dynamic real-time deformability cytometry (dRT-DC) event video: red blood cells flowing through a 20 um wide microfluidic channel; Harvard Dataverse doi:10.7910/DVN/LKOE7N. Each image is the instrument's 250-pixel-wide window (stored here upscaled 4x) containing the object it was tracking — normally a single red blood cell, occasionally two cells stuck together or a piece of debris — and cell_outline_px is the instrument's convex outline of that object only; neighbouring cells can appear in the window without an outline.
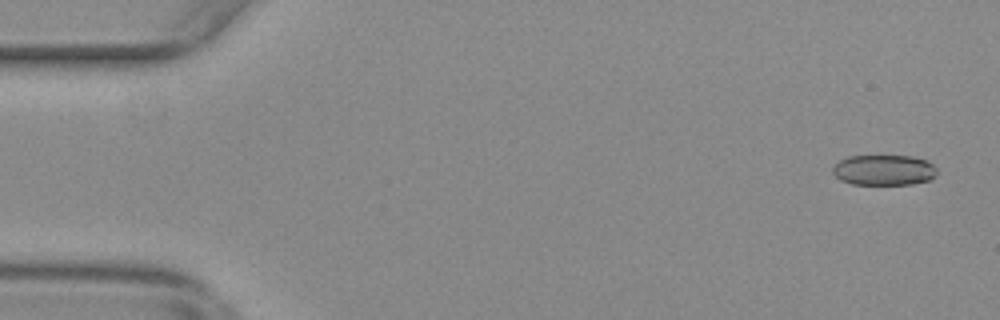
{"species": "common noctule bat (a hibernating species)", "species_latin": "Nyctalus noctula", "temperature_condition": "warm", "stored_images_in_passage": 56, "camera_frame_rate_fps": 3000, "um_per_image_px": 0.085, "animal": {"sex": "female", "body_mass_g": 29.2, "forearm_length_mm": 56.3}, "frame": {"image": 1, "passage_image": 2, "time_ms": 0.333, "image_size_px": [1000, 320], "cell_outline_px": [[936, 176], [928, 180], [912, 184], [852, 184], [840, 180], [832, 172], [832, 168], [840, 160], [848, 156], [912, 156], [924, 160], [932, 164], [936, 168]], "centroid_in_image_um": [75.12, 14.46], "position_along_channel_um": 9.9, "area_um2": 18.44}}
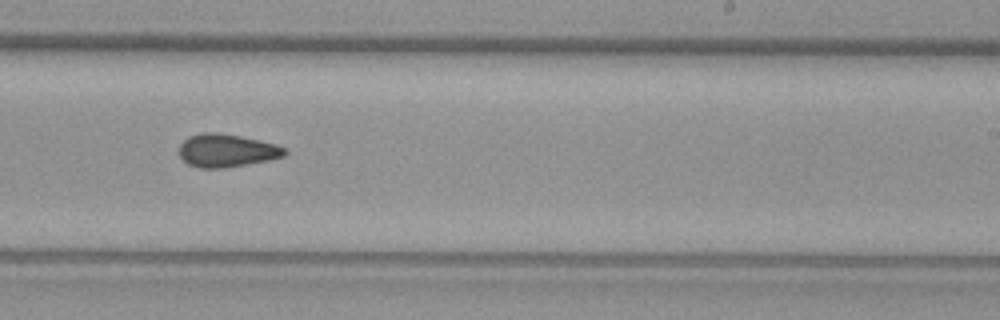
{"frame": {"image": 2, "passage_image": 34, "time_ms": 11.0, "image_size_px": [1000, 320], "cell_outline_px": [[288, 152], [284, 156], [268, 160], [224, 168], [200, 168], [188, 164], [180, 156], [180, 144], [188, 136], [204, 132], [216, 132], [240, 136], [260, 140], [276, 144], [284, 148]], "centroid_in_image_um": [19.26, 12.79], "position_along_channel_um": 269.7, "area_um2": 20.23}}
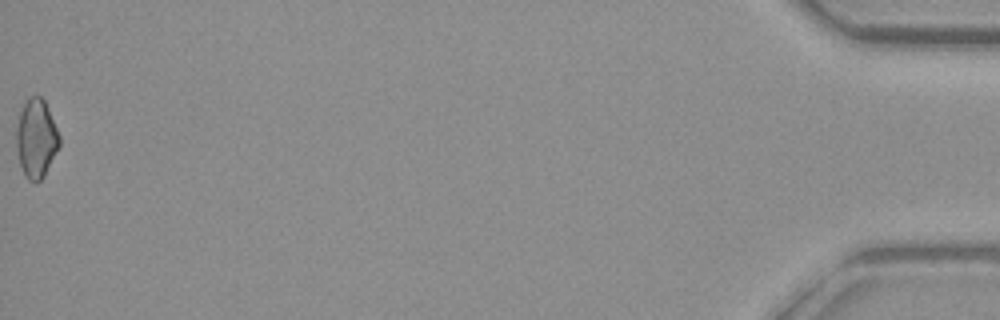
{"frame": {"image": 3, "passage_image": 56, "time_ms": 18.333, "image_size_px": [1000, 320], "cell_outline_px": [[60, 144], [44, 176], [36, 184], [28, 180], [24, 176], [20, 164], [16, 148], [16, 128], [20, 112], [28, 96], [40, 96], [44, 100], [48, 108], [60, 136]], "centroid_in_image_um": [3.07, 11.79], "position_along_channel_um": 432.1, "area_um2": 19.77}, "authors_computed_cell_mechanics": {"area_um2": 19.9988, "velocity_mm_per_s": 3.6984, "shape_relaxation_time_tau1_ms": null, "shape_relaxation_time_tau2_ms": 3.606, "deformation_change_tau1": null, "deformation_change_tau2": 0.0993}}